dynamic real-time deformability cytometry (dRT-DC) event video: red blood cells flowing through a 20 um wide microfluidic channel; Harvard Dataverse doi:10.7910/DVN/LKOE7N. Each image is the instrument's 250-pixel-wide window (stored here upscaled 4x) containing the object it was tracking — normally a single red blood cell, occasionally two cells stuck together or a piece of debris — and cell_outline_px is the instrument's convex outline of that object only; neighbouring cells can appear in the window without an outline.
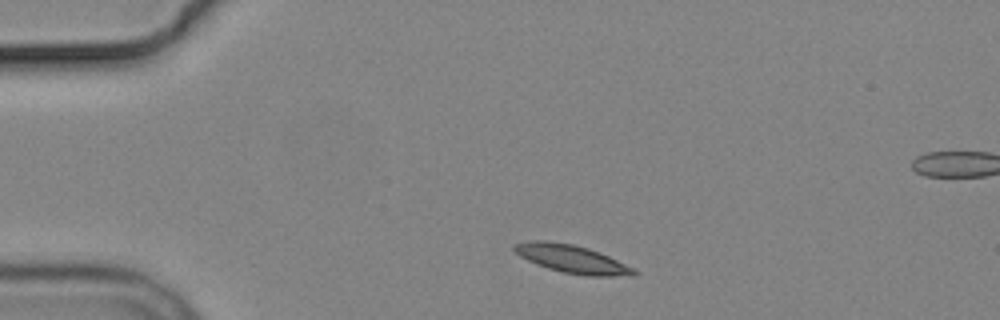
{"species": "common noctule bat (a hibernating species)", "species_latin": "Nyctalus noctula", "temperature_condition": "cold", "stored_images_in_passage": 3, "camera_frame_rate_fps": 3000, "um_per_image_px": 0.085, "animal": {"sex": "male", "body_mass_g": 19.2, "forearm_length_mm": 51.8}, "frame": {"image": 1, "passage_image": 1, "time_ms": 0.0, "image_size_px": [1000, 320], "cell_outline_px": [[640, 272], [636, 276], [588, 276], [564, 272], [548, 268], [536, 264], [520, 256], [512, 248], [512, 244], [532, 240], [548, 240], [572, 244], [588, 248], [600, 252]], "centroid_in_image_um": [48.6, 22.0], "position_along_channel_um": 36.4, "area_um2": 19.54}}